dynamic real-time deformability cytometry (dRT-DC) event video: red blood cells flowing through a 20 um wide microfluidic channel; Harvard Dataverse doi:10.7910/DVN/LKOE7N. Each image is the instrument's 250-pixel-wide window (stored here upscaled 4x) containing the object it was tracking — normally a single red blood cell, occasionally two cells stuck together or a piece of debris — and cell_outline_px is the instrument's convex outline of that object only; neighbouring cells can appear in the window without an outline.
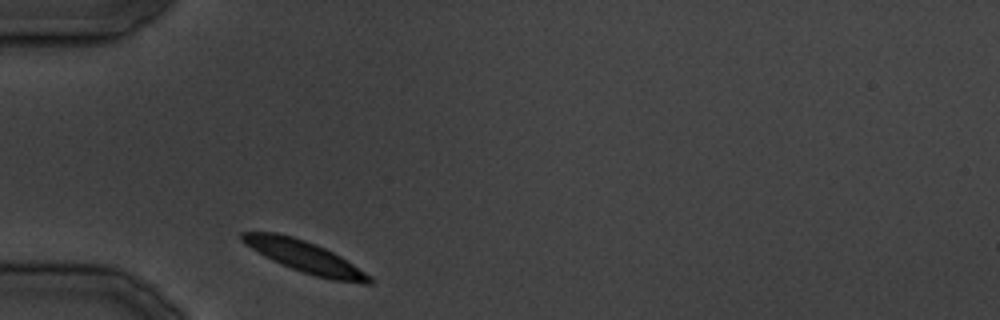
{"species": "common noctule bat (a hibernating species)", "species_latin": "Nyctalus noctula", "temperature_condition": "cold", "stored_images_in_passage": 13, "camera_frame_rate_fps": 3000, "um_per_image_px": 0.085, "animal": {"sex": "male", "body_mass_g": 19.5, "forearm_length_mm": 54.6}, "frame": {"image": 1, "passage_image": 1, "time_ms": 0.0, "image_size_px": [1000, 320], "cell_outline_px": [[372, 284], [364, 284], [332, 280], [316, 276], [292, 268], [272, 260], [264, 256], [240, 240], [240, 232], [276, 232], [292, 236], [316, 244], [340, 256], [372, 276]], "centroid_in_image_um": [25.92, 21.83], "position_along_channel_um": 59.1, "area_um2": 23.12}}
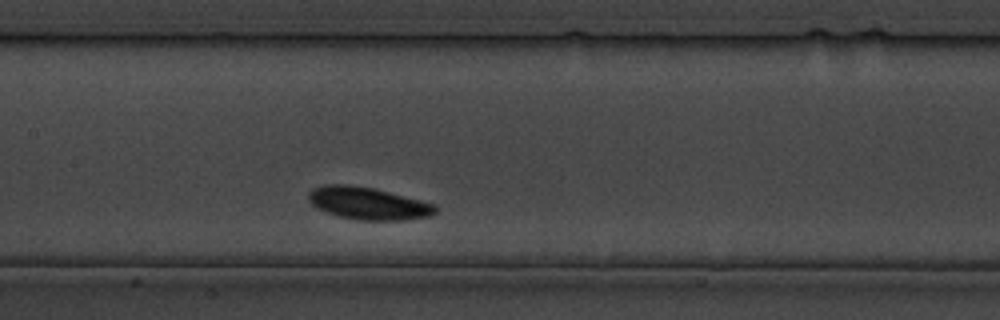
{"frame": {"image": 2, "passage_image": 8, "time_ms": 9.0, "image_size_px": [1000, 320], "cell_outline_px": [[436, 212], [428, 216], [404, 220], [356, 220], [340, 216], [316, 208], [308, 200], [308, 192], [312, 188], [324, 184], [352, 184], [372, 188], [436, 204]], "centroid_in_image_um": [31.24, 17.27], "position_along_channel_um": 176.2, "area_um2": 23.87}}
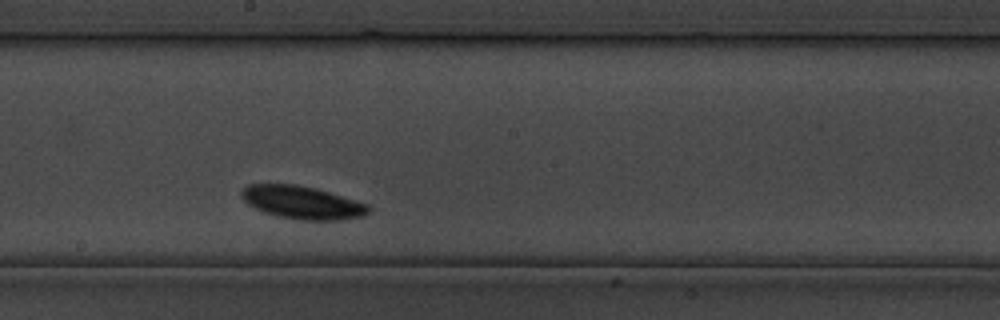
{"frame": {"image": 3, "passage_image": 11, "time_ms": 12.333, "image_size_px": [1000, 320], "cell_outline_px": [[372, 208], [364, 216], [340, 220], [296, 220], [276, 216], [264, 212], [248, 204], [240, 196], [240, 192], [248, 184], [296, 184], [316, 188], [368, 204]], "centroid_in_image_um": [25.69, 17.21], "position_along_channel_um": 222.5, "area_um2": 24.51}}